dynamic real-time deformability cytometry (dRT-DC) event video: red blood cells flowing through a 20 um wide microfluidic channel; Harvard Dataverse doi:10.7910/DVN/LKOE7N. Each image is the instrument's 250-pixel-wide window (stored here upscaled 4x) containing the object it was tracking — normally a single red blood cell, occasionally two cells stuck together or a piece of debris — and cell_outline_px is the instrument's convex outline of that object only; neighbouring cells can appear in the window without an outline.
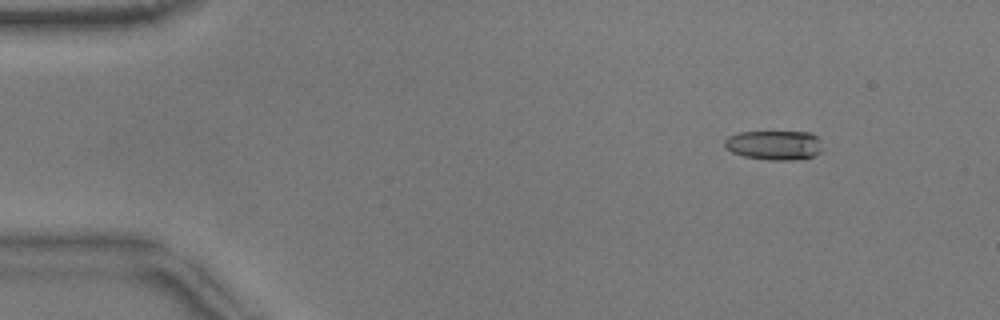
{"species": "common noctule bat (a hibernating species)", "species_latin": "Nyctalus noctula", "temperature_condition": "warm", "stored_images_in_passage": 48, "camera_frame_rate_fps": 3000, "um_per_image_px": 0.085, "animal": {"sex": "male", "body_mass_g": 17.9}, "frame": {"image": 1, "passage_image": 1, "time_ms": 0.0, "image_size_px": [1000, 320], "cell_outline_px": [[820, 152], [812, 156], [792, 160], [768, 160], [744, 156], [732, 152], [724, 144], [724, 140], [728, 136], [740, 132], [812, 132], [820, 140]], "centroid_in_image_um": [65.8, 12.33], "position_along_channel_um": 19.2, "area_um2": 16.65}}
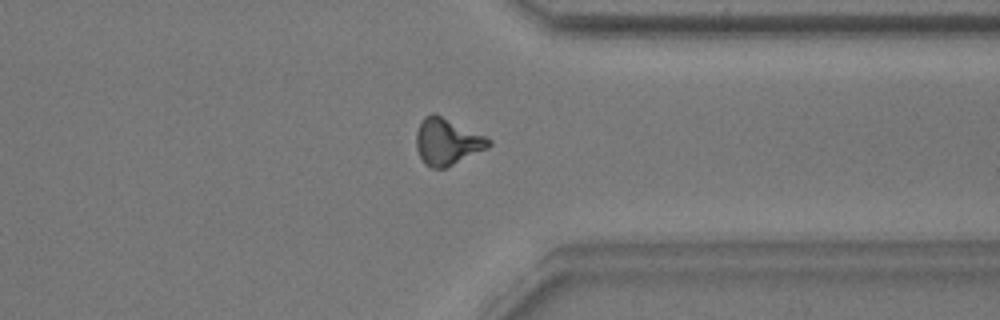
{"frame": {"image": 2, "passage_image": 36, "time_ms": 11.667, "image_size_px": [1000, 320], "cell_outline_px": [[492, 144], [488, 148], [444, 168], [432, 168], [424, 164], [416, 148], [416, 132], [420, 120], [424, 116], [432, 112], [484, 136], [492, 140]], "centroid_in_image_um": [37.97, 12.04], "position_along_channel_um": 373.4, "area_um2": 19.42}}
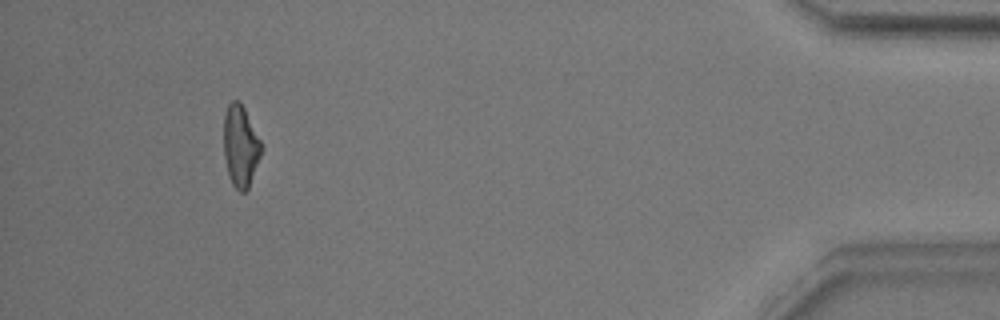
{"frame": {"image": 3, "passage_image": 44, "time_ms": 14.333, "image_size_px": [1000, 320], "cell_outline_px": [[264, 148], [248, 188], [244, 192], [240, 192], [232, 184], [228, 176], [224, 156], [224, 116], [228, 104], [232, 100], [240, 100]], "centroid_in_image_um": [20.44, 12.42], "position_along_channel_um": 414.8, "area_um2": 17.92}, "authors_computed_cell_mechanics": {"area_um2": 18.2648, "velocity_mm_per_s": 3.853, "shape_relaxation_time_tau1_ms": 5.438, "shape_relaxation_time_tau2_ms": 4.3037, "deformation_change_tau1": 0.1888, "deformation_change_tau2": 0.1483}}